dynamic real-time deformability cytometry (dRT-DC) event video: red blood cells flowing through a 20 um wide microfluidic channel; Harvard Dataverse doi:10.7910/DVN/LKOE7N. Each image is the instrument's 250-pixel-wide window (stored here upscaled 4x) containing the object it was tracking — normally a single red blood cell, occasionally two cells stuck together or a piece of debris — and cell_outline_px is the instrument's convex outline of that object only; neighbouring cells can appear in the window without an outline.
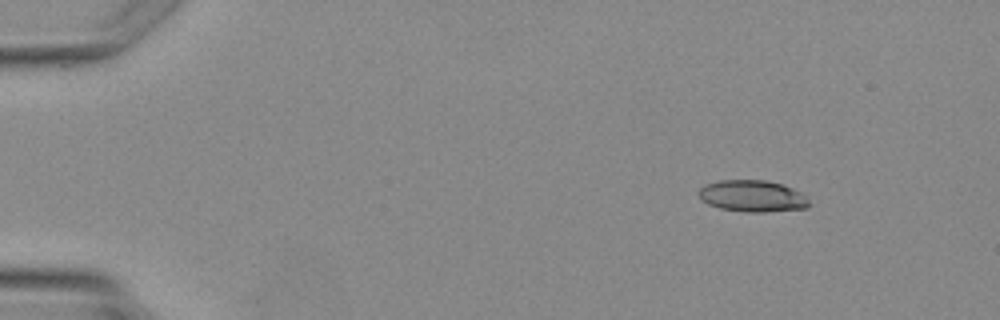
{"species": "Egyptian fruit bat (a non-hibernating species)", "species_latin": "Rousettus aegyptiacus", "temperature_condition": "warm", "stored_images_in_passage": 4, "camera_frame_rate_fps": 3000, "um_per_image_px": 0.085, "animal": {"sex": "female"}, "frame": {"image": 1, "passage_image": 1, "time_ms": 0.0, "image_size_px": [1000, 320], "cell_outline_px": [[812, 204], [808, 208], [764, 212], [744, 212], [720, 208], [708, 204], [700, 200], [696, 192], [704, 184], [720, 180], [764, 180], [780, 184], [792, 188], [800, 192]], "centroid_in_image_um": [63.91, 16.67], "position_along_channel_um": 21.1, "area_um2": 20.52}}
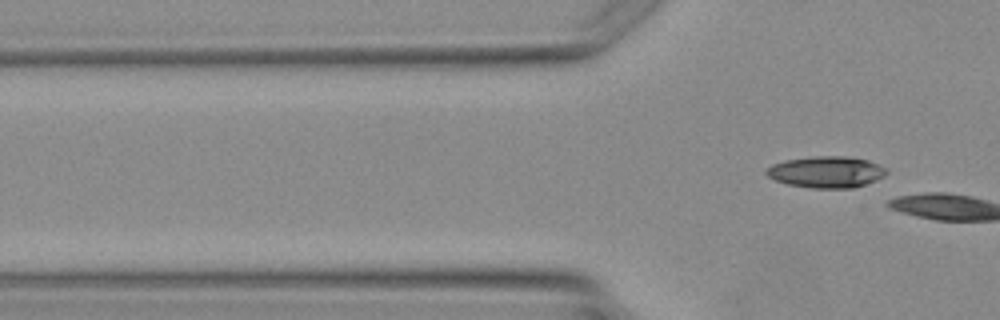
{"frame": {"image": 2, "passage_image": 4, "time_ms": 6.0, "image_size_px": [1000, 320], "cell_outline_px": [[888, 172], [884, 176], [876, 180], [852, 188], [812, 188], [788, 184], [776, 180], [768, 176], [764, 172], [764, 168], [772, 164], [784, 160], [816, 156], [844, 156], [868, 160], [888, 168]], "centroid_in_image_um": [70.23, 14.61], "position_along_channel_um": 55.6, "area_um2": 22.08}}